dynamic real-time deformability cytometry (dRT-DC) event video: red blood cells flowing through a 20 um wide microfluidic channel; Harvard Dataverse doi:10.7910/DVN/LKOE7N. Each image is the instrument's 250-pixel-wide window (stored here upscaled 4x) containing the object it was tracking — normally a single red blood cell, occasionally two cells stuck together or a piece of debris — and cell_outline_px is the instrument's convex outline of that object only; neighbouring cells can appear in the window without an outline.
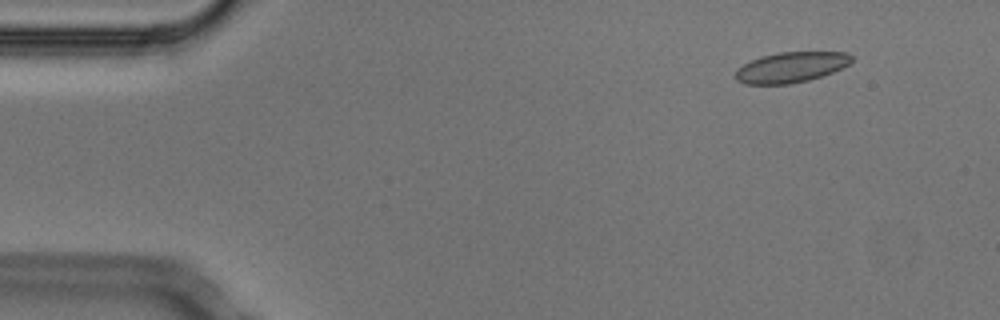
{"species": "Egyptian fruit bat (a non-hibernating species)", "species_latin": "Rousettus aegyptiacus", "temperature_condition": "cold", "stored_images_in_passage": 54, "camera_frame_rate_fps": 3000, "um_per_image_px": 0.085, "animal": {"sex": "male"}, "frame": {"image": 1, "passage_image": 6, "time_ms": 1.667, "image_size_px": [1000, 320], "cell_outline_px": [[852, 60], [848, 64], [832, 72], [808, 80], [788, 84], [744, 84], [736, 80], [732, 76], [736, 68], [760, 56], [780, 52], [848, 52], [852, 56]], "centroid_in_image_um": [67.17, 5.72], "position_along_channel_um": 17.8, "area_um2": 20.63}}
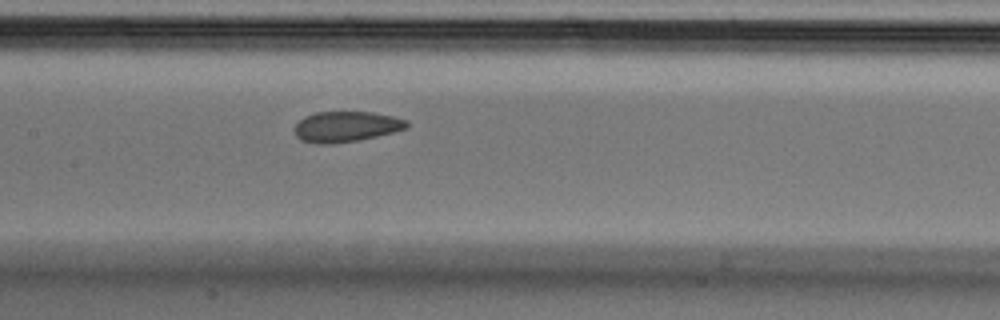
{"frame": {"image": 2, "passage_image": 26, "time_ms": 8.333, "image_size_px": [1000, 320], "cell_outline_px": [[408, 128], [360, 140], [332, 144], [316, 144], [300, 140], [296, 136], [292, 128], [304, 116], [316, 112], [372, 112], [392, 116], [408, 120]], "centroid_in_image_um": [29.38, 10.77], "position_along_channel_um": 178.0, "area_um2": 20.17}}
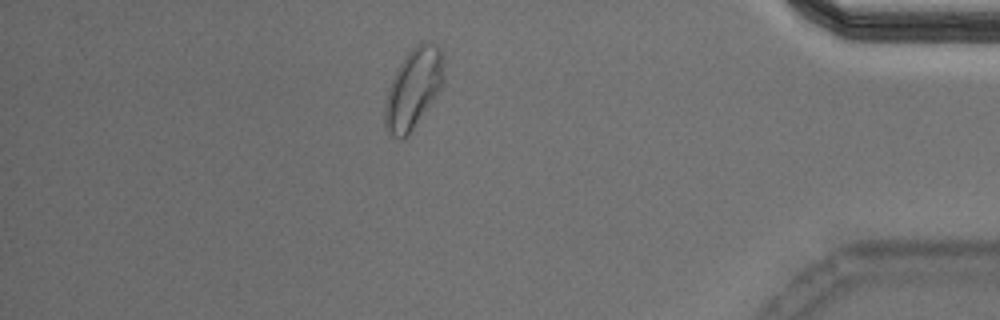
{"frame": {"image": 3, "passage_image": 47, "time_ms": 15.333, "image_size_px": [1000, 320], "cell_outline_px": [[444, 80], [440, 88], [408, 136], [400, 140], [392, 136], [388, 132], [384, 124], [384, 104], [388, 88], [404, 56], [416, 44], [424, 40], [436, 44], [440, 48], [444, 76]], "centroid_in_image_um": [35.11, 7.52], "position_along_channel_um": 400.1, "area_um2": 27.22}, "authors_computed_cell_mechanics": {"area_um2": 20.8947, "velocity_mm_per_s": 3.7273, "shape_relaxation_time_tau1_ms": 7.9415, "shape_relaxation_time_tau2_ms": 1.3498, "deformation_change_tau1": 0.1273, "deformation_change_tau2": 0.0619}}